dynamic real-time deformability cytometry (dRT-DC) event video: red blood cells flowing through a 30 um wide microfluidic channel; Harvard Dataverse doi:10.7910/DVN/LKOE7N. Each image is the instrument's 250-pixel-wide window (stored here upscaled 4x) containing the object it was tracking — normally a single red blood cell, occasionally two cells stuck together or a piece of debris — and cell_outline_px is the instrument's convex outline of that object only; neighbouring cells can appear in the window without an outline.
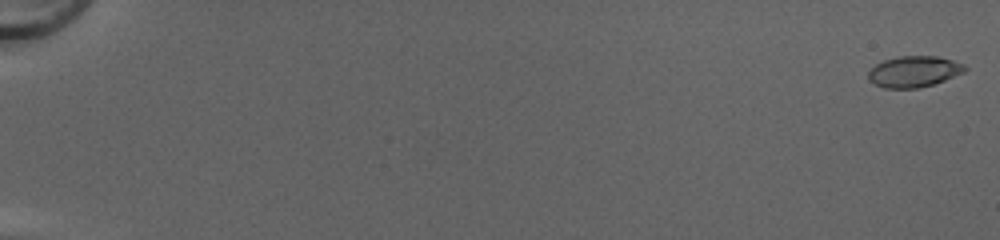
{"species": "common noctule bat (a hibernating species)", "species_latin": "Nyctalus noctula", "temperature_condition": "cold", "stored_images_in_passage": 52, "camera_frame_rate_fps": 3000, "um_per_image_px": 0.085, "animal": {"sex": "female", "body_mass_g": 20.0, "forearm_length_mm": 54.0}, "frame": {"image": 1, "passage_image": 1, "time_ms": 0.0, "image_size_px": [1000, 240], "cell_outline_px": [[968, 68], [964, 72], [944, 80], [920, 88], [884, 88], [868, 80], [868, 72], [876, 64], [884, 60], [896, 56], [936, 56], [952, 60], [964, 64]], "centroid_in_image_um": [77.68, 6.08], "position_along_channel_um": 7.3, "area_um2": 17.46}}
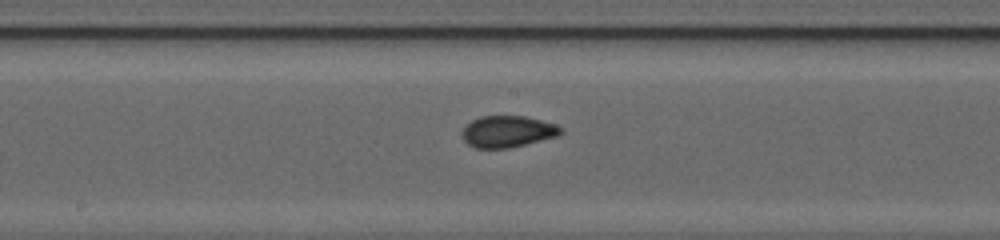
{"frame": {"image": 2, "passage_image": 30, "time_ms": 9.667, "image_size_px": [1000, 240], "cell_outline_px": [[564, 132], [560, 136], [508, 148], [476, 148], [468, 144], [464, 140], [460, 132], [472, 120], [480, 116], [524, 116], [556, 124], [564, 128]], "centroid_in_image_um": [43.18, 11.18], "position_along_channel_um": 205.0, "area_um2": 18.26}}
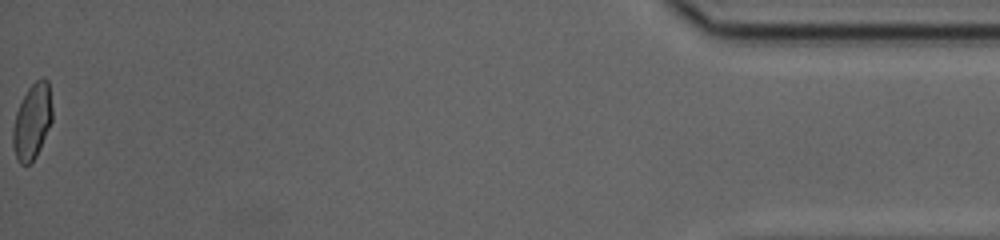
{"frame": {"image": 3, "passage_image": 52, "time_ms": 17.0, "image_size_px": [1000, 240], "cell_outline_px": [[52, 120], [40, 148], [36, 156], [28, 164], [20, 164], [16, 160], [12, 144], [12, 128], [16, 112], [28, 88], [40, 76], [44, 76], [48, 80], [52, 108]], "centroid_in_image_um": [2.73, 10.31], "position_along_channel_um": 432.5, "area_um2": 17.4}, "authors_computed_cell_mechanics": {"area_um2": 17.7157, "velocity_mm_per_s": 4.2341, "shape_relaxation_time_tau1_ms": 10.6394, "shape_relaxation_time_tau2_ms": null, "deformation_change_tau1": 0.2163, "deformation_change_tau2": null}}